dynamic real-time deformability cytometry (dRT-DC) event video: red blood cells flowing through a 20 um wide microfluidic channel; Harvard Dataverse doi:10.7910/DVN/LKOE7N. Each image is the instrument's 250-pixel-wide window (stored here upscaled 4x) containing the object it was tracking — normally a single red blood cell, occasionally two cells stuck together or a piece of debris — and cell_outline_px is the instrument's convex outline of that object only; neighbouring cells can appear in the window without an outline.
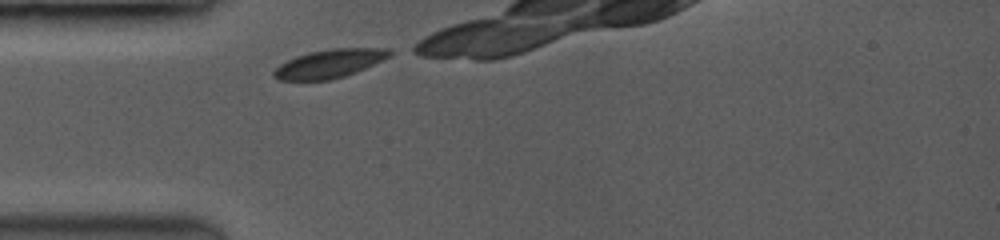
{"species": "common noctule bat (a hibernating species)", "species_latin": "Nyctalus noctula", "temperature_condition": "room temperature", "stored_images_in_passage": 8, "camera_frame_rate_fps": 3500, "um_per_image_px": 0.085, "animal": {"sex": "female", "body_mass_g": 19.0, "forearm_length_mm": 53.3}, "frame": {"image": 1, "passage_image": 1, "time_ms": 0.0, "image_size_px": [1000, 240], "cell_outline_px": [[396, 52], [364, 68], [344, 76], [328, 80], [280, 80], [272, 76], [272, 72], [280, 64], [296, 56], [308, 52], [332, 48], [388, 48]], "centroid_in_image_um": [27.97, 5.4], "position_along_channel_um": 57.0, "area_um2": 19.02}}
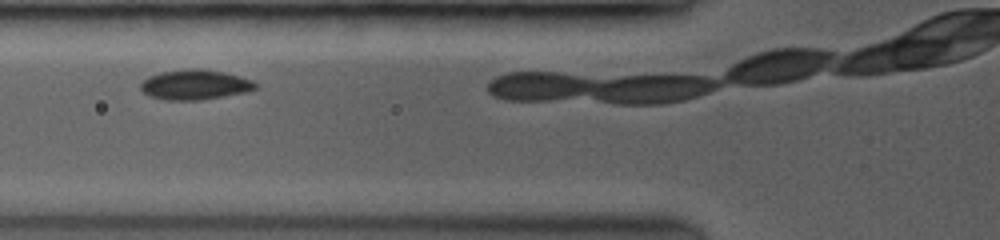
{"frame": {"image": 2, "passage_image": 6, "time_ms": 1.429, "image_size_px": [1000, 240], "cell_outline_px": [[256, 88], [244, 92], [196, 100], [168, 100], [152, 96], [144, 92], [140, 88], [140, 84], [148, 76], [160, 72], [192, 68], [200, 68], [224, 72], [252, 80], [256, 84]], "centroid_in_image_um": [16.54, 7.18], "position_along_channel_um": 109.3, "area_um2": 19.65}}